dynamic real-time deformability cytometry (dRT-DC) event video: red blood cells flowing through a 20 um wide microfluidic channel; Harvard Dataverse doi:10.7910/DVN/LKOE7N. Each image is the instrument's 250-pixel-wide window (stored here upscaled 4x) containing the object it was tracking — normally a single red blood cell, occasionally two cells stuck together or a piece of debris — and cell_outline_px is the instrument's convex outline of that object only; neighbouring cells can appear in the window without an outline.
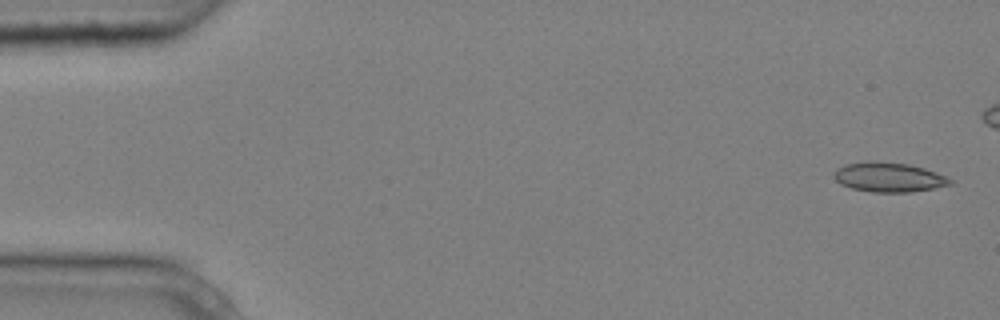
{"species": "common noctule bat (a hibernating species)", "species_latin": "Nyctalus noctula", "temperature_condition": "cold", "stored_images_in_passage": 5, "camera_frame_rate_fps": 3000, "um_per_image_px": 0.085, "animal": {"sex": "male", "body_mass_g": 20.4}, "frame": {"image": 1, "passage_image": 1, "time_ms": 0.0, "image_size_px": [1000, 320], "cell_outline_px": [[952, 184], [912, 192], [872, 192], [852, 188], [840, 184], [832, 176], [832, 172], [836, 168], [848, 164], [864, 160], [876, 160], [908, 164], [924, 168], [948, 176], [952, 180]], "centroid_in_image_um": [75.51, 15.04], "position_along_channel_um": 9.5, "area_um2": 20.29}}